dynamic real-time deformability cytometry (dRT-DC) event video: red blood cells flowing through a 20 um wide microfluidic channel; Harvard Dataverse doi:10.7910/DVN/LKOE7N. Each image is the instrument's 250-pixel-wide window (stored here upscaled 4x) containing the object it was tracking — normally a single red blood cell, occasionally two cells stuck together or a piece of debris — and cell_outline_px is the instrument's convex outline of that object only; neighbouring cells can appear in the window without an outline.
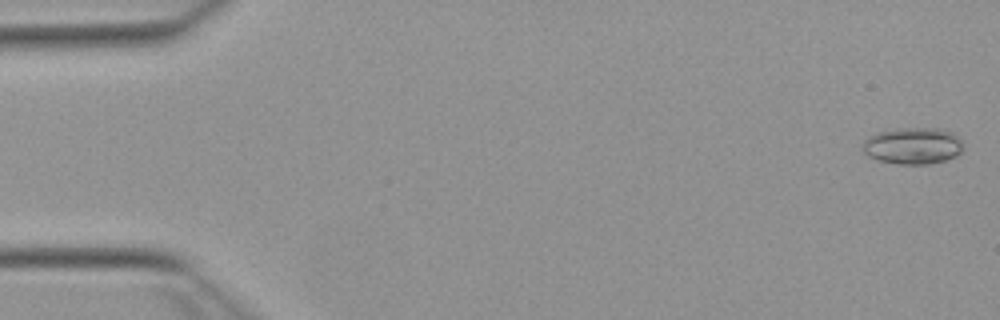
{"species": "Egyptian fruit bat (a non-hibernating species)", "species_latin": "Rousettus aegyptiacus", "temperature_condition": "warm", "stored_images_in_passage": 10, "camera_frame_rate_fps": 3000, "um_per_image_px": 0.085, "animal": {"sex": "female"}, "frame": {"image": 1, "passage_image": 1, "time_ms": 0.0, "image_size_px": [1000, 320], "cell_outline_px": [[964, 144], [960, 152], [956, 156], [948, 160], [928, 164], [896, 164], [880, 160], [868, 156], [860, 148], [860, 144], [868, 136], [876, 132], [896, 128], [940, 128], [952, 132]], "centroid_in_image_um": [77.56, 12.39], "position_along_channel_um": 7.4, "area_um2": 21.85}}